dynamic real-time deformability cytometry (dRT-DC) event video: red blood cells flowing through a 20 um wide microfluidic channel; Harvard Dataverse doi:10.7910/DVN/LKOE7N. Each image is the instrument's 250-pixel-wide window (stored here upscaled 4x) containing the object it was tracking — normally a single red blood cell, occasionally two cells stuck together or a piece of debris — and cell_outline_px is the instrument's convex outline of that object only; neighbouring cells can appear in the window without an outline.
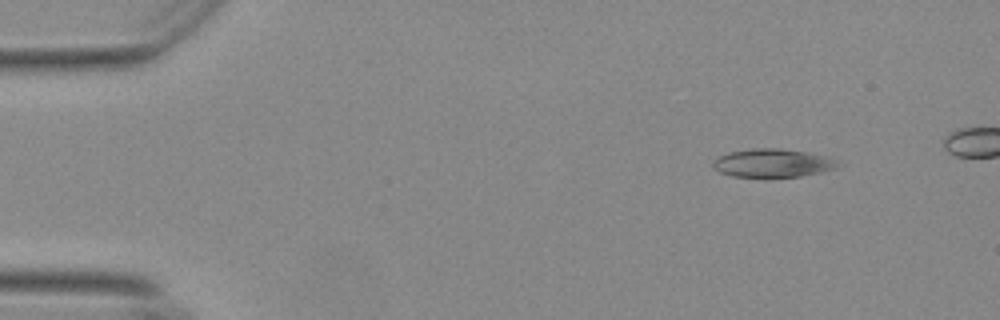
{"species": "Egyptian fruit bat (a non-hibernating species)", "species_latin": "Rousettus aegyptiacus", "temperature_condition": "warm", "stored_images_in_passage": 46, "camera_frame_rate_fps": 3000, "um_per_image_px": 0.085, "animal": {"sex": "female"}, "frame": {"image": 1, "passage_image": 1, "time_ms": 0.0, "image_size_px": [1000, 320], "cell_outline_px": [[836, 168], [820, 172], [800, 176], [764, 180], [732, 176], [720, 172], [712, 168], [712, 160], [728, 152], [752, 148], [780, 148], [808, 152], [836, 160]], "centroid_in_image_um": [65.57, 13.9], "position_along_channel_um": 19.4, "area_um2": 21.27}}
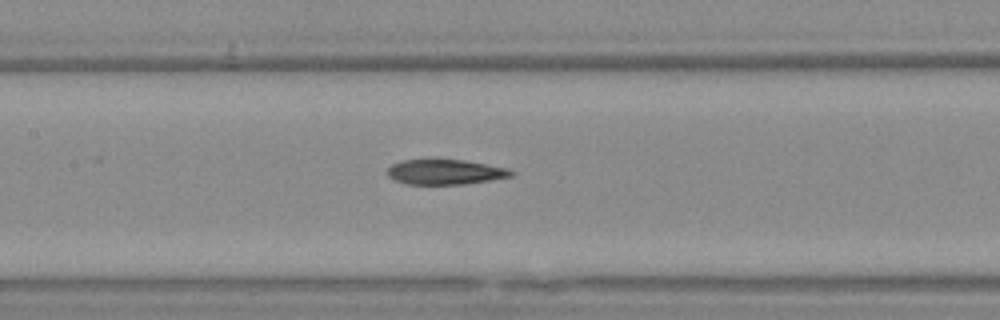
{"frame": {"image": 2, "passage_image": 21, "time_ms": 6.667, "image_size_px": [1000, 320], "cell_outline_px": [[516, 172], [512, 176], [488, 180], [460, 184], [408, 184], [396, 180], [388, 176], [388, 168], [392, 164], [400, 160], [464, 160], [508, 168]], "centroid_in_image_um": [37.85, 14.61], "position_along_channel_um": 169.6, "area_um2": 17.8}}
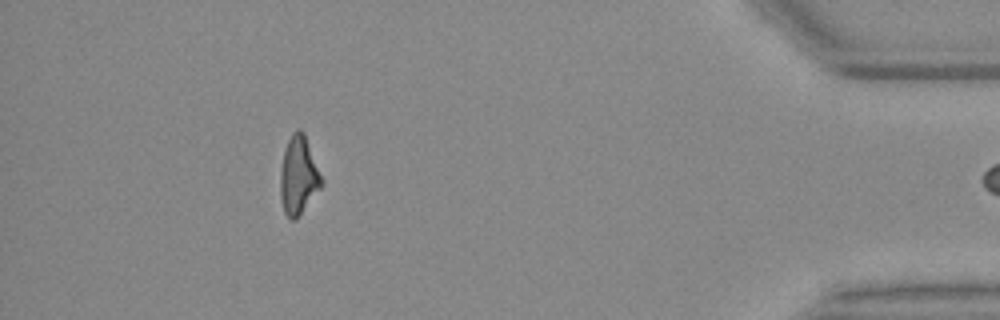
{"frame": {"image": 3, "passage_image": 45, "time_ms": 14.667, "image_size_px": [1000, 320], "cell_outline_px": [[324, 184], [296, 220], [292, 220], [284, 212], [280, 196], [280, 172], [284, 148], [292, 132], [296, 128], [300, 128], [304, 132], [324, 180]], "centroid_in_image_um": [25.39, 14.9], "position_along_channel_um": 409.8, "area_um2": 19.13}}